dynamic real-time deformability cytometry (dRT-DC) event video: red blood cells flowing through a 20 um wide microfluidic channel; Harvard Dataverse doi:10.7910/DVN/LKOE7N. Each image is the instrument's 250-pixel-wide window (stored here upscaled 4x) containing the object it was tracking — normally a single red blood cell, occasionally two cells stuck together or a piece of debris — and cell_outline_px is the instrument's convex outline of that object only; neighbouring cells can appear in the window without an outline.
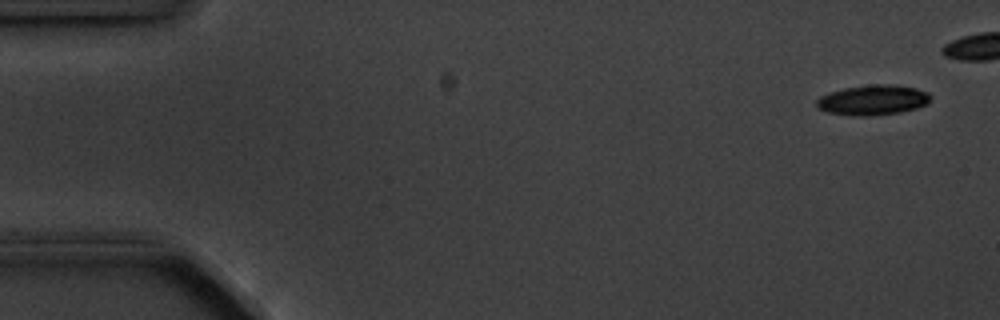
{"species": "common noctule bat (a hibernating species)", "species_latin": "Nyctalus noctula", "temperature_condition": "cold", "stored_images_in_passage": 6, "camera_frame_rate_fps": 3000, "um_per_image_px": 0.085, "animal": {"sex": "male", "body_mass_g": 20.1, "forearm_length_mm": 53.5}, "frame": {"image": 1, "passage_image": 1, "time_ms": 0.0, "image_size_px": [1000, 320], "cell_outline_px": [[932, 96], [928, 104], [916, 108], [900, 112], [864, 116], [860, 116], [828, 112], [816, 108], [816, 100], [820, 96], [828, 92], [844, 88], [872, 84], [892, 84], [916, 88], [928, 92]], "centroid_in_image_um": [74.2, 8.49], "position_along_channel_um": 10.8, "area_um2": 20.06}}
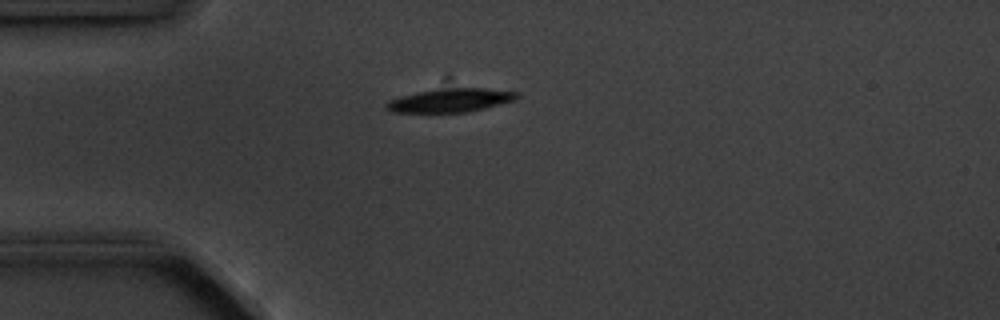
{"frame": {"image": 2, "passage_image": 6, "time_ms": 5.667, "image_size_px": [1000, 320], "cell_outline_px": [[520, 96], [516, 100], [468, 112], [392, 112], [384, 108], [384, 104], [388, 100], [400, 96], [416, 92], [452, 88], [484, 88], [520, 92]], "centroid_in_image_um": [38.29, 8.53], "position_along_channel_um": 46.7, "area_um2": 17.98}}